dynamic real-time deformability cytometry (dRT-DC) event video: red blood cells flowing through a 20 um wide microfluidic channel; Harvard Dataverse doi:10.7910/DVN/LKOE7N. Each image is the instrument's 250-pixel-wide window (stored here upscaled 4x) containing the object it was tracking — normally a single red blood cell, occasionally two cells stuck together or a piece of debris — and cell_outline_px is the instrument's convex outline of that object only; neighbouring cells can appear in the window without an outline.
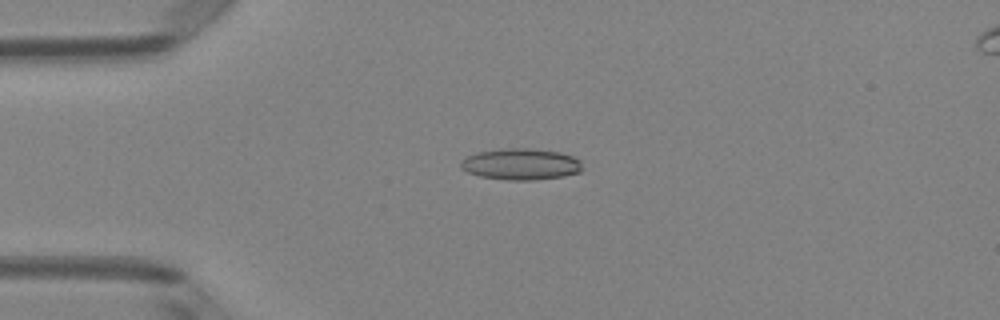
{"species": "Egyptian fruit bat (a non-hibernating species)", "species_latin": "Rousettus aegyptiacus", "temperature_condition": "room temperature", "stored_images_in_passage": 4, "camera_frame_rate_fps": 3000, "um_per_image_px": 0.085, "animal": {"sex": "female"}, "frame": {"image": 1, "passage_image": 3, "time_ms": 0.667, "image_size_px": [1000, 320], "cell_outline_px": [[580, 172], [564, 176], [532, 180], [508, 180], [480, 176], [468, 172], [460, 168], [460, 164], [468, 156], [476, 152], [500, 148], [532, 148], [560, 152], [572, 156], [580, 160]], "centroid_in_image_um": [44.26, 13.94], "position_along_channel_um": 40.7, "area_um2": 22.2}}